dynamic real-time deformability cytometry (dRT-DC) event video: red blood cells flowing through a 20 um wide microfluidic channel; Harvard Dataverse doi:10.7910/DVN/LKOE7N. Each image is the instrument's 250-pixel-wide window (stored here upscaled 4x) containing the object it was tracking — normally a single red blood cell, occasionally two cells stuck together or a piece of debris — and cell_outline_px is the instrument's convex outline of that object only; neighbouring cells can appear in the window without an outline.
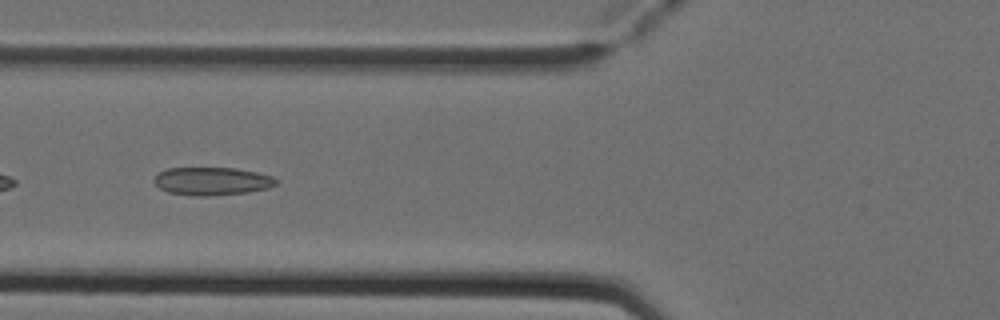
{"species": "Egyptian fruit bat (a non-hibernating species)", "species_latin": "Rousettus aegyptiacus", "temperature_condition": "cold", "stored_images_in_passage": 3, "camera_frame_rate_fps": 3000, "um_per_image_px": 0.085, "animal": {"sex": "female"}, "frame": {"image": 1, "passage_image": 2, "time_ms": 0.333, "image_size_px": [1000, 320], "cell_outline_px": [[280, 180], [276, 184], [268, 188], [248, 192], [208, 196], [196, 196], [168, 192], [160, 188], [152, 180], [160, 172], [168, 168], [236, 168], [256, 172], [272, 176]], "centroid_in_image_um": [18.04, 15.4], "position_along_channel_um": 107.8, "area_um2": 19.88}}
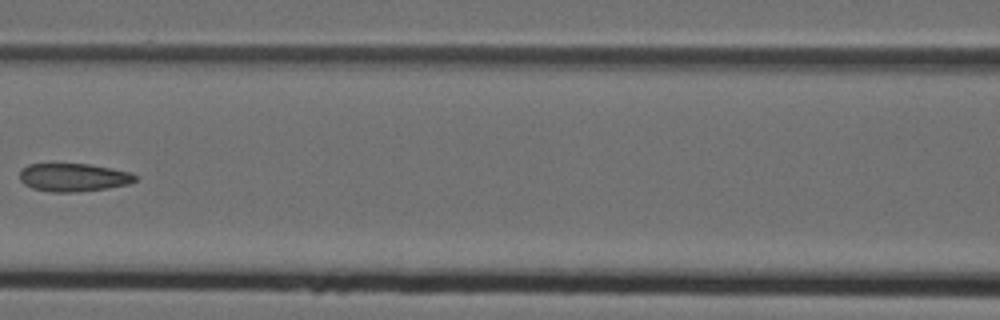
{"frame": {"image": 2, "passage_image": 3, "time_ms": 0.667, "image_size_px": [1000, 320], "cell_outline_px": [[136, 180], [128, 184], [108, 188], [76, 192], [52, 192], [32, 188], [24, 184], [20, 180], [20, 172], [28, 164], [88, 164], [112, 168], [132, 172], [136, 176]], "centroid_in_image_um": [6.26, 15.08], "position_along_channel_um": 160.3, "area_um2": 18.9}}